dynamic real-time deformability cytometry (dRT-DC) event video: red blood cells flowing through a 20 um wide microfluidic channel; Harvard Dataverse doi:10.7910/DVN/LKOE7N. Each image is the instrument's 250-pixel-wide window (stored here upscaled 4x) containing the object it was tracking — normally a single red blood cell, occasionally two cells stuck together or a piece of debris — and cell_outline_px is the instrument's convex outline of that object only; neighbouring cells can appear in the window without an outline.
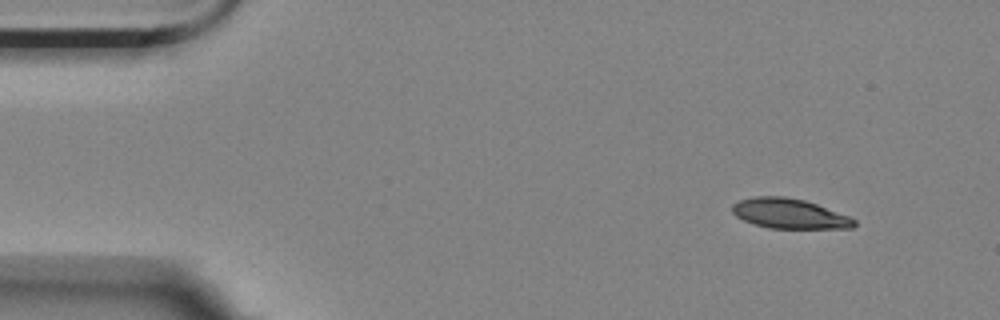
{"species": "Egyptian fruit bat (a non-hibernating species)", "species_latin": "Rousettus aegyptiacus", "temperature_condition": "room temperature", "stored_images_in_passage": 5, "camera_frame_rate_fps": 3000, "um_per_image_px": 0.085, "animal": {"sex": "female"}, "frame": {"image": 1, "passage_image": 1, "time_ms": 0.0, "image_size_px": [1000, 320], "cell_outline_px": [[856, 224], [852, 228], [768, 228], [744, 220], [736, 216], [732, 212], [732, 204], [740, 200], [756, 196], [784, 196], [804, 200], [816, 204], [848, 216], [856, 220]], "centroid_in_image_um": [67.08, 18.15], "position_along_channel_um": 17.9, "area_um2": 21.04}}
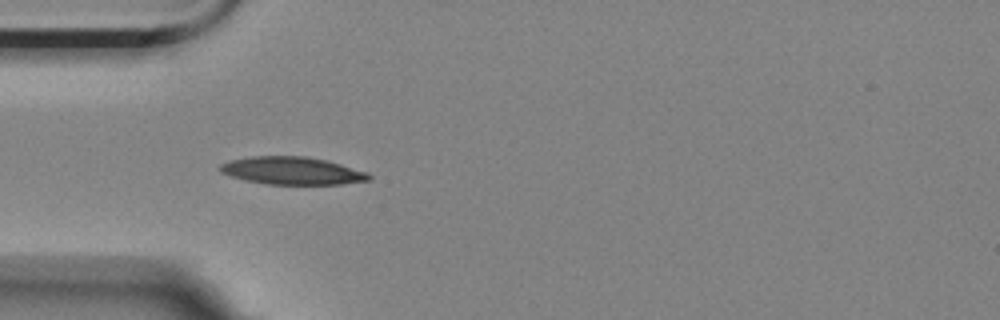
{"frame": {"image": 2, "passage_image": 4, "time_ms": 1.0, "image_size_px": [1000, 320], "cell_outline_px": [[372, 180], [340, 184], [268, 184], [244, 180], [220, 172], [220, 164], [228, 160], [248, 156], [304, 156], [328, 160], [368, 172], [372, 176]], "centroid_in_image_um": [24.85, 14.5], "position_along_channel_um": 60.2, "area_um2": 24.16}}
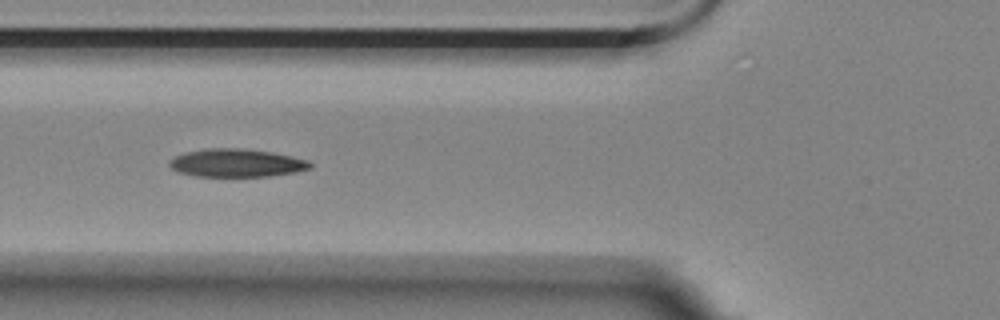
{"frame": {"image": 3, "passage_image": 5, "time_ms": 1.333, "image_size_px": [1000, 320], "cell_outline_px": [[312, 168], [296, 172], [268, 176], [196, 176], [180, 172], [172, 168], [168, 164], [168, 160], [176, 156], [188, 152], [208, 148], [240, 148], [272, 152], [292, 156], [308, 160], [312, 164]], "centroid_in_image_um": [20.14, 13.85], "position_along_channel_um": 105.7, "area_um2": 22.89}}